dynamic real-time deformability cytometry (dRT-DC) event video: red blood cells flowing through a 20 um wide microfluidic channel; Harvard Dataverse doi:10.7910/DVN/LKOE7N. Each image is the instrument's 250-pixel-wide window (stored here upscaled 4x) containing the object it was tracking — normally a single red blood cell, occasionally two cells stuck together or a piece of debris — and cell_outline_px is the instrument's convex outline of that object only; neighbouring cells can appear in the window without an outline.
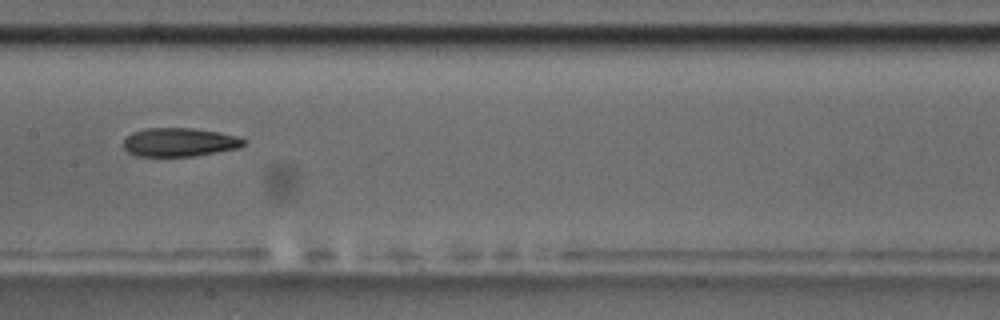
{"species": "common noctule bat (a hibernating species)", "species_latin": "Nyctalus noctula", "temperature_condition": "room temperature", "stored_images_in_passage": 13, "camera_frame_rate_fps": 3000, "um_per_image_px": 0.085, "animal": {"sex": "male", "body_mass_g": 17.5, "forearm_length_mm": 52.3}, "frame": {"image": 1, "passage_image": 8, "time_ms": 9.0, "image_size_px": [1000, 320], "cell_outline_px": [[248, 140], [240, 148], [192, 156], [136, 156], [128, 152], [124, 148], [124, 140], [132, 132], [144, 128], [192, 128], [220, 132], [236, 136]], "centroid_in_image_um": [15.26, 12.08], "position_along_channel_um": 192.1, "area_um2": 20.11}, "authors_computed_cell_mechanics": {"area_um2": 20.1144, "velocity_mm_per_s": 3.6418, "shape_relaxation_time_tau1_ms": null, "shape_relaxation_time_tau2_ms": 3.4425, "deformation_change_tau1": null, "deformation_change_tau2": 0.1198}}